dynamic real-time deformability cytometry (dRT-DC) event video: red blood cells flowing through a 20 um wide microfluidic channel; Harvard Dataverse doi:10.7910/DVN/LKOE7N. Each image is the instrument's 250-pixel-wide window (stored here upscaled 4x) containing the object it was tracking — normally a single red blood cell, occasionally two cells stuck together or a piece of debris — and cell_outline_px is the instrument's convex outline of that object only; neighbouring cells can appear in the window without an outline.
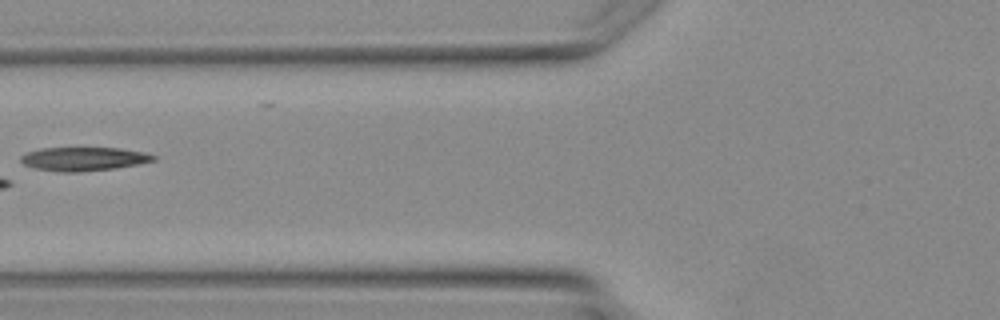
{"species": "Egyptian fruit bat (a non-hibernating species)", "species_latin": "Rousettus aegyptiacus", "temperature_condition": "warm", "stored_images_in_passage": 5, "camera_frame_rate_fps": 3000, "um_per_image_px": 0.085, "animal": {"sex": "female"}, "frame": {"image": 1, "passage_image": 5, "time_ms": 4.667, "image_size_px": [1000, 320], "cell_outline_px": [[156, 160], [140, 164], [112, 168], [80, 172], [56, 172], [32, 168], [24, 164], [20, 160], [20, 156], [28, 152], [40, 148], [120, 148], [144, 152], [156, 156]], "centroid_in_image_um": [7.09, 13.51], "position_along_channel_um": 118.7, "area_um2": 18.38}}